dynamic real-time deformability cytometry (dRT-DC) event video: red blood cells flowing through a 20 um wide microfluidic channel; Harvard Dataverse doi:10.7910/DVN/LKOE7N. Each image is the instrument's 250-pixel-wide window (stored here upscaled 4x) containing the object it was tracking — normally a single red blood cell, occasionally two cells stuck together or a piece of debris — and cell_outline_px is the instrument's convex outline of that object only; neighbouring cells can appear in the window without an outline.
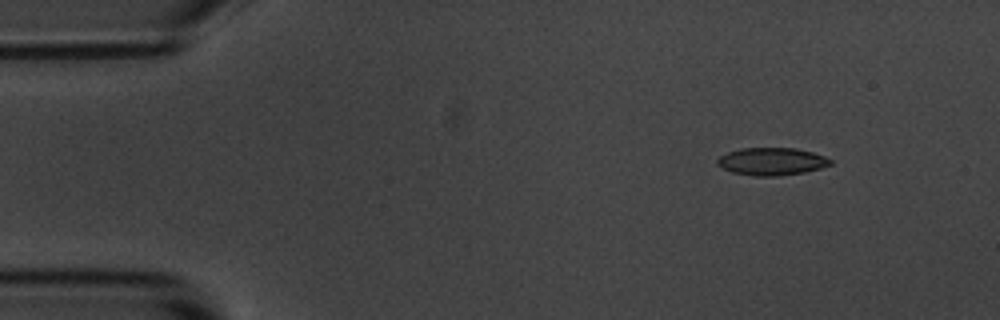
{"species": "common noctule bat (a hibernating species)", "species_latin": "Nyctalus noctula", "temperature_condition": "room temperature", "stored_images_in_passage": 6, "camera_frame_rate_fps": 3000, "um_per_image_px": 0.085, "animal": {"sex": "male", "body_mass_g": 20.1, "forearm_length_mm": 53.5}, "frame": {"image": 1, "passage_image": 2, "time_ms": 1.333, "image_size_px": [1000, 320], "cell_outline_px": [[832, 164], [820, 168], [804, 172], [780, 176], [752, 176], [732, 172], [716, 164], [716, 160], [720, 156], [728, 152], [740, 148], [796, 148], [812, 152], [824, 156], [832, 160]], "centroid_in_image_um": [65.59, 13.72], "position_along_channel_um": 19.4, "area_um2": 18.21}}
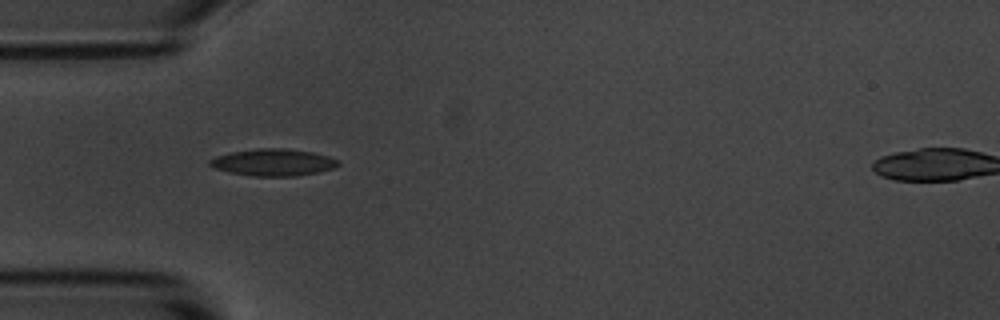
{"frame": {"image": 2, "passage_image": 5, "time_ms": 4.667, "image_size_px": [1000, 320], "cell_outline_px": [[340, 164], [332, 168], [316, 172], [296, 176], [252, 176], [228, 172], [212, 168], [208, 164], [208, 160], [216, 156], [232, 152], [256, 148], [288, 148], [312, 152], [328, 156], [340, 160]], "centroid_in_image_um": [23.19, 13.79], "position_along_channel_um": 61.8, "area_um2": 20.29}}